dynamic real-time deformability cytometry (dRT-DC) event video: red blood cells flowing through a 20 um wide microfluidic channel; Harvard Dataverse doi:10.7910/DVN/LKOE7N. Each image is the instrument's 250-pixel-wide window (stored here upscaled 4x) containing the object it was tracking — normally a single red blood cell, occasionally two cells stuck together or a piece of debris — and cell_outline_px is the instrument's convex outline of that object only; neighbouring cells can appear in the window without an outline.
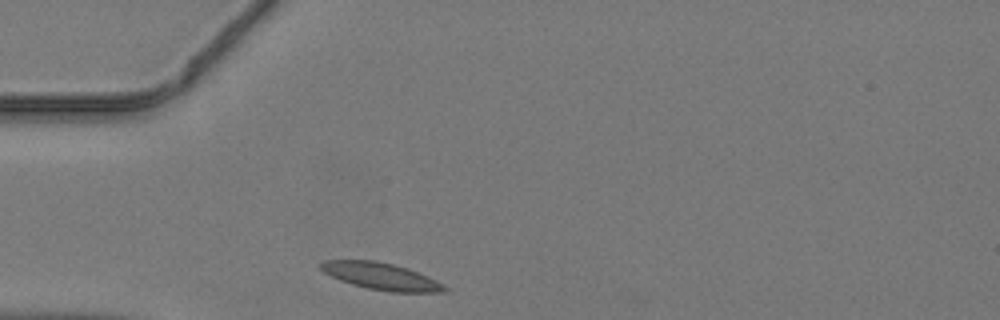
{"species": "common noctule bat (a hibernating species)", "species_latin": "Nyctalus noctula", "temperature_condition": "warm", "stored_images_in_passage": 28, "camera_frame_rate_fps": 3000, "um_per_image_px": 0.085, "animal": {"sex": "male", "body_mass_g": 19.2, "forearm_length_mm": 51.8}, "frame": {"image": 1, "passage_image": 1, "time_ms": 0.0, "image_size_px": [1000, 320], "cell_outline_px": [[448, 292], [392, 292], [368, 288], [352, 284], [340, 280], [324, 272], [316, 264], [324, 260], [376, 260], [408, 268], [428, 276], [444, 284], [448, 288]], "centroid_in_image_um": [32.4, 23.47], "position_along_channel_um": 52.6, "area_um2": 19.54}}
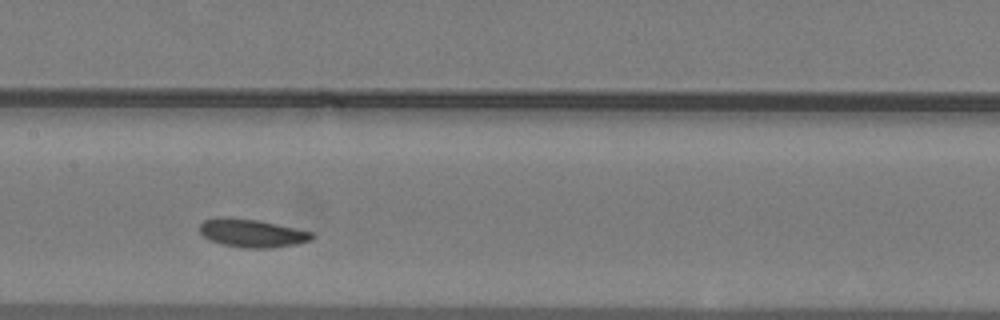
{"frame": {"image": 2, "passage_image": 11, "time_ms": 3.333, "image_size_px": [1000, 320], "cell_outline_px": [[316, 236], [312, 240], [296, 244], [268, 248], [244, 248], [224, 244], [212, 240], [204, 236], [200, 232], [200, 224], [204, 220], [260, 220], [312, 232]], "centroid_in_image_um": [21.54, 19.86], "position_along_channel_um": 185.9, "area_um2": 17.57}}
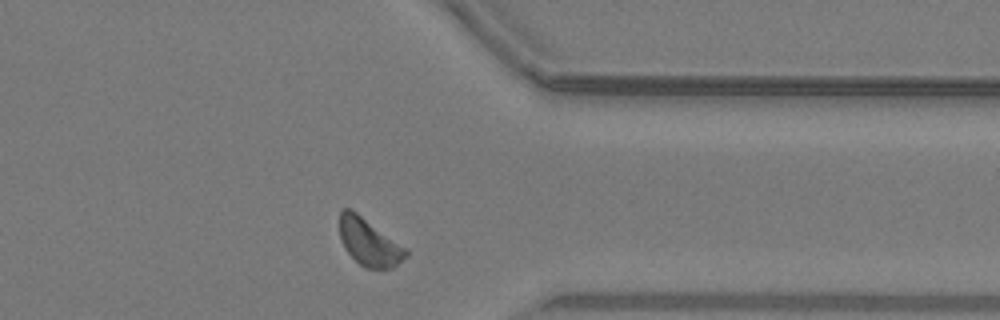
{"frame": {"image": 3, "passage_image": 25, "time_ms": 8.0, "image_size_px": [1000, 320], "cell_outline_px": [[408, 256], [392, 268], [364, 268], [344, 248], [340, 236], [340, 212], [344, 208], [348, 208], [356, 212], [408, 248]], "centroid_in_image_um": [31.4, 20.59], "position_along_channel_um": 380.0, "area_um2": 18.15}}